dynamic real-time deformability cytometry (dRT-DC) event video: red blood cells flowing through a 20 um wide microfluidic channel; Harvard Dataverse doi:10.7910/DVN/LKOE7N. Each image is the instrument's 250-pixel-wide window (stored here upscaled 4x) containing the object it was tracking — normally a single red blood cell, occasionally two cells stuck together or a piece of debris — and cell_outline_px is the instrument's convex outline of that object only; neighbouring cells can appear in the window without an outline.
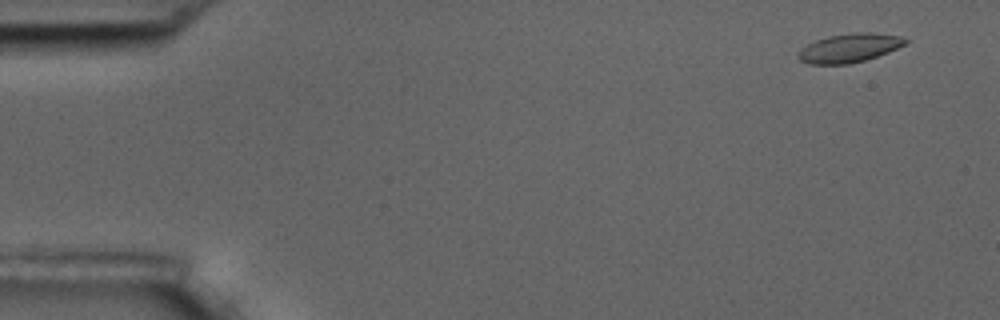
{"species": "common noctule bat (a hibernating species)", "species_latin": "Nyctalus noctula", "temperature_condition": "room temperature", "stored_images_in_passage": 6, "camera_frame_rate_fps": 3000, "um_per_image_px": 0.085, "animal": {"sex": "male", "body_mass_g": 17.5, "forearm_length_mm": 52.3}, "frame": {"image": 1, "passage_image": 1, "time_ms": 0.0, "image_size_px": [1000, 320], "cell_outline_px": [[908, 40], [904, 44], [888, 52], [864, 60], [848, 64], [808, 64], [800, 60], [796, 56], [800, 48], [816, 40], [828, 36], [852, 32], [872, 32], [900, 36]], "centroid_in_image_um": [72.14, 4.07], "position_along_channel_um": 12.9, "area_um2": 17.92}}